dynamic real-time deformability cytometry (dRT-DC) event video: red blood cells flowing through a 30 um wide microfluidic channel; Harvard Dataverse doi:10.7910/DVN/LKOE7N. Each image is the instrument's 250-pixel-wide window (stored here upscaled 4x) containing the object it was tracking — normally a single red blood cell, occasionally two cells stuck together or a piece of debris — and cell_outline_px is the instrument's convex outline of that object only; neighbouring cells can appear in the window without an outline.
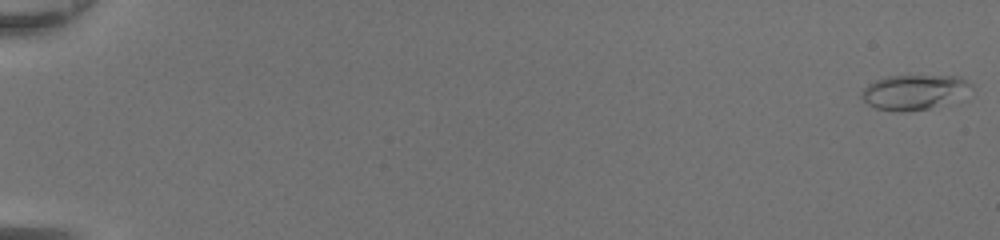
{"species": "common noctule bat (a hibernating species)", "species_latin": "Nyctalus noctula", "temperature_condition": "room temperature", "stored_images_in_passage": 49, "camera_frame_rate_fps": 3000, "um_per_image_px": 0.085, "animal": {"sex": "female", "body_mass_g": 20.0, "forearm_length_mm": 54.0}, "frame": {"image": 1, "passage_image": 1, "time_ms": 0.0, "image_size_px": [1000, 240], "cell_outline_px": [[972, 84], [928, 108], [900, 112], [876, 108], [868, 104], [860, 96], [860, 92], [868, 84], [876, 80], [888, 76], [960, 76]], "centroid_in_image_um": [77.45, 7.79], "position_along_channel_um": 7.5, "area_um2": 20.69}}
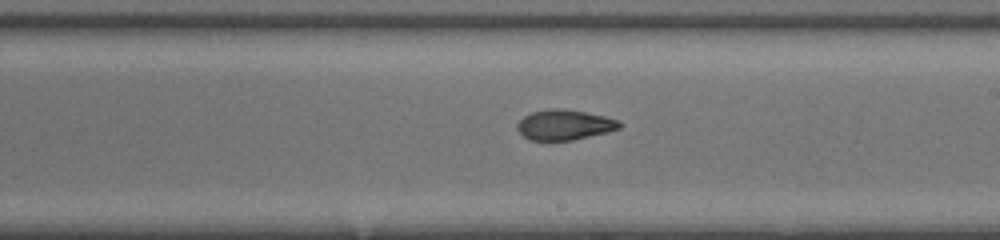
{"frame": {"image": 2, "passage_image": 31, "time_ms": 10.0, "image_size_px": [1000, 240], "cell_outline_px": [[624, 124], [620, 128], [608, 132], [572, 140], [528, 140], [516, 128], [516, 124], [524, 116], [532, 112], [552, 108], [564, 108], [604, 116], [616, 120]], "centroid_in_image_um": [47.97, 10.61], "position_along_channel_um": 241.0, "area_um2": 17.98}}
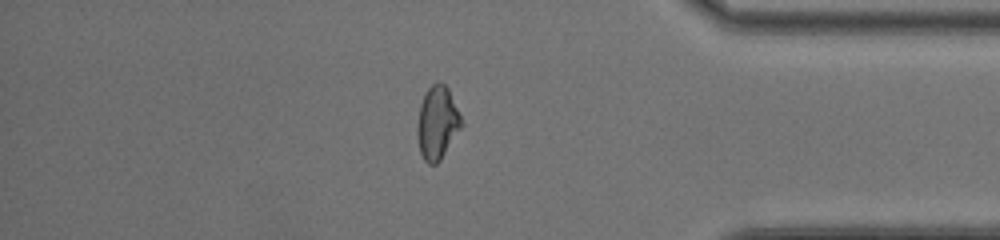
{"frame": {"image": 3, "passage_image": 43, "time_ms": 14.0, "image_size_px": [1000, 240], "cell_outline_px": [[464, 124], [440, 160], [436, 164], [428, 164], [424, 160], [420, 152], [416, 132], [416, 128], [420, 104], [428, 88], [432, 84], [440, 80], [448, 88]], "centroid_in_image_um": [37.16, 10.44], "position_along_channel_um": 398.0, "area_um2": 18.84}, "authors_computed_cell_mechanics": {"area_um2": 18.8428, "velocity_mm_per_s": 4.4123, "shape_relaxation_time_tau1_ms": null, "shape_relaxation_time_tau2_ms": 1.4344, "deformation_change_tau1": null, "deformation_change_tau2": 0.0718}}